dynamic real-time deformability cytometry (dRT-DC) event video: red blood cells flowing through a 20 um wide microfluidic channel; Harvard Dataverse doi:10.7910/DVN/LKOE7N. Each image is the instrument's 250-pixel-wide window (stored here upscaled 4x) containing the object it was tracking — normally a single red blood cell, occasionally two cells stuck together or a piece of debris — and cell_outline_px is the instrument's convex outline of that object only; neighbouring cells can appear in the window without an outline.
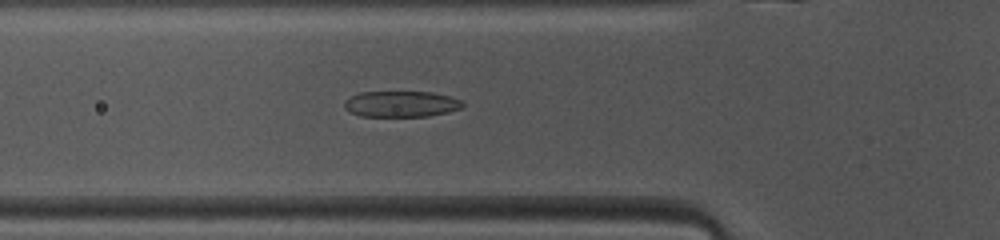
{"species": "common noctule bat (a hibernating species)", "species_latin": "Nyctalus noctula", "temperature_condition": "warm", "stored_images_in_passage": 38, "camera_frame_rate_fps": 3000, "um_per_image_px": 0.085, "animal": {"sex": "female", "body_mass_g": 10.0, "forearm_length_mm": 53.1}, "frame": {"image": 1, "passage_image": 9, "time_ms": 2.667, "image_size_px": [1000, 240], "cell_outline_px": [[464, 108], [448, 112], [428, 116], [360, 116], [348, 112], [344, 108], [344, 100], [360, 92], [432, 92], [448, 96], [460, 100], [464, 104]], "centroid_in_image_um": [34.08, 8.84], "position_along_channel_um": 91.7, "area_um2": 17.98}}
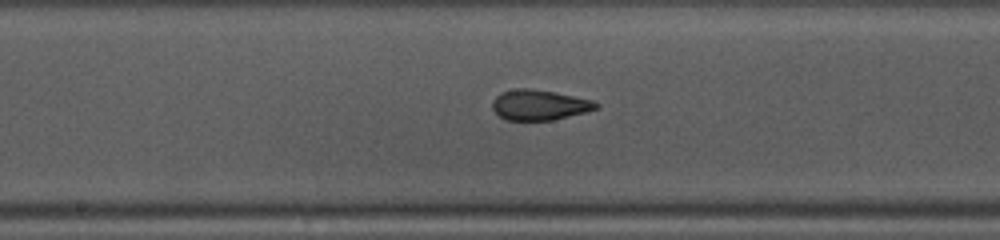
{"frame": {"image": 2, "passage_image": 17, "time_ms": 5.333, "image_size_px": [1000, 240], "cell_outline_px": [[600, 108], [552, 120], [504, 120], [492, 108], [492, 100], [500, 92], [516, 88], [528, 88], [552, 92], [592, 100], [600, 104]], "centroid_in_image_um": [45.81, 8.92], "position_along_channel_um": 202.4, "area_um2": 18.21}}
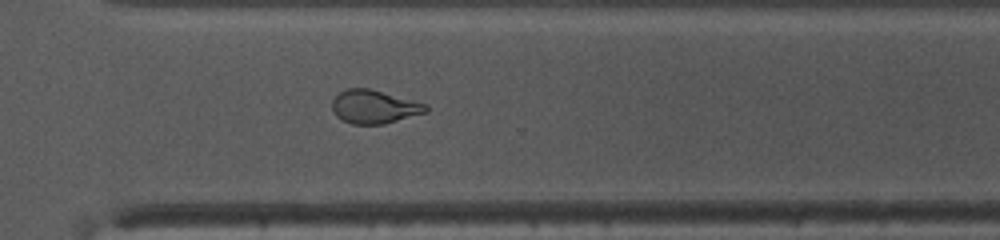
{"frame": {"image": 3, "passage_image": 27, "time_ms": 8.667, "image_size_px": [1000, 240], "cell_outline_px": [[428, 112], [384, 124], [352, 124], [336, 116], [332, 108], [332, 100], [340, 92], [348, 88], [368, 88], [428, 104]], "centroid_in_image_um": [31.82, 9.08], "position_along_channel_um": 338.8, "area_um2": 18.21}, "authors_computed_cell_mechanics": {"area_um2": 18.7561, "velocity_mm_per_s": 4.1086, "shape_relaxation_time_tau1_ms": 3.9627, "shape_relaxation_time_tau2_ms": 1.2757, "deformation_change_tau1": 0.1774, "deformation_change_tau2": 0.083}}